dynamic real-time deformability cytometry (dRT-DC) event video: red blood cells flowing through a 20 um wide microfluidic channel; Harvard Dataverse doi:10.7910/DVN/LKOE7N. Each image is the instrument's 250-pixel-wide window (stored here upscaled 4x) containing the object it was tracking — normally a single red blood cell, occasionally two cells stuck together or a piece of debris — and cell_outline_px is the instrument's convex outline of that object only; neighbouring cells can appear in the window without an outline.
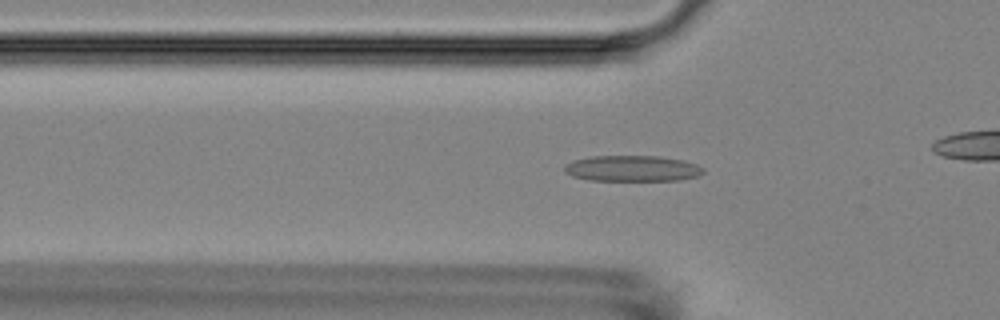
{"species": "Egyptian fruit bat (a non-hibernating species)", "species_latin": "Rousettus aegyptiacus", "temperature_condition": "room temperature", "stored_images_in_passage": 39, "camera_frame_rate_fps": 3000, "um_per_image_px": 0.085, "animal": {"sex": "female"}, "frame": {"image": 1, "passage_image": 11, "time_ms": 3.333, "image_size_px": [1000, 320], "cell_outline_px": [[704, 172], [700, 176], [680, 180], [588, 180], [572, 176], [564, 172], [564, 168], [572, 160], [592, 156], [660, 156], [684, 160], [696, 164], [704, 168]], "centroid_in_image_um": [53.78, 14.32], "position_along_channel_um": 72.0, "area_um2": 21.04}}
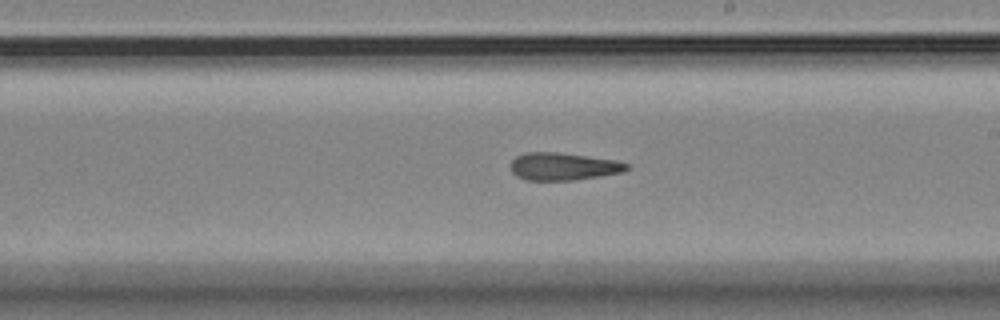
{"frame": {"image": 2, "passage_image": 25, "time_ms": 8.0, "image_size_px": [1000, 320], "cell_outline_px": [[628, 168], [624, 172], [600, 176], [572, 180], [528, 180], [516, 176], [512, 172], [512, 160], [516, 156], [524, 152], [556, 152], [616, 160], [628, 164]], "centroid_in_image_um": [47.87, 14.15], "position_along_channel_um": 241.1, "area_um2": 18.5}}
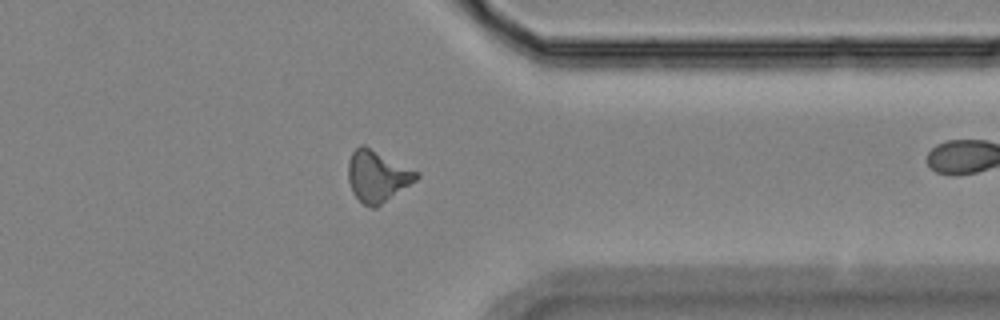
{"frame": {"image": 3, "passage_image": 37, "time_ms": 12.0, "image_size_px": [1000, 320], "cell_outline_px": [[420, 176], [416, 180], [376, 208], [372, 208], [364, 204], [352, 192], [348, 180], [348, 164], [352, 152], [360, 144], [364, 144], [420, 172]], "centroid_in_image_um": [32.08, 14.96], "position_along_channel_um": 379.3, "area_um2": 20.46}}